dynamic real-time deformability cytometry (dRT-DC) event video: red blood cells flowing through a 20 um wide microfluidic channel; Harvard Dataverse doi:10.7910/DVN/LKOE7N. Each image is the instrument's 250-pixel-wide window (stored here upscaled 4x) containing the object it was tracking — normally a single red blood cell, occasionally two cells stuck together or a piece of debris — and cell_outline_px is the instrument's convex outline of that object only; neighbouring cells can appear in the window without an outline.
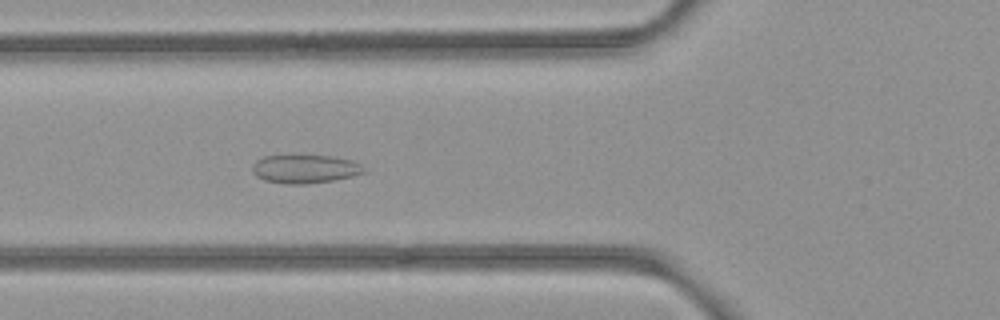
{"species": "common noctule bat (a hibernating species)", "species_latin": "Nyctalus noctula", "temperature_condition": "room temperature", "stored_images_in_passage": 5, "camera_frame_rate_fps": 3000, "um_per_image_px": 0.085, "animal": {"sex": "female", "body_mass_g": 21.9}, "frame": {"image": 1, "passage_image": 5, "time_ms": 1.333, "image_size_px": [1000, 320], "cell_outline_px": [[368, 168], [364, 172], [352, 176], [332, 180], [308, 184], [284, 184], [264, 180], [256, 176], [252, 172], [252, 164], [256, 160], [264, 156], [332, 156], [352, 160]], "centroid_in_image_um": [25.91, 14.37], "position_along_channel_um": 99.9, "area_um2": 18.55}}